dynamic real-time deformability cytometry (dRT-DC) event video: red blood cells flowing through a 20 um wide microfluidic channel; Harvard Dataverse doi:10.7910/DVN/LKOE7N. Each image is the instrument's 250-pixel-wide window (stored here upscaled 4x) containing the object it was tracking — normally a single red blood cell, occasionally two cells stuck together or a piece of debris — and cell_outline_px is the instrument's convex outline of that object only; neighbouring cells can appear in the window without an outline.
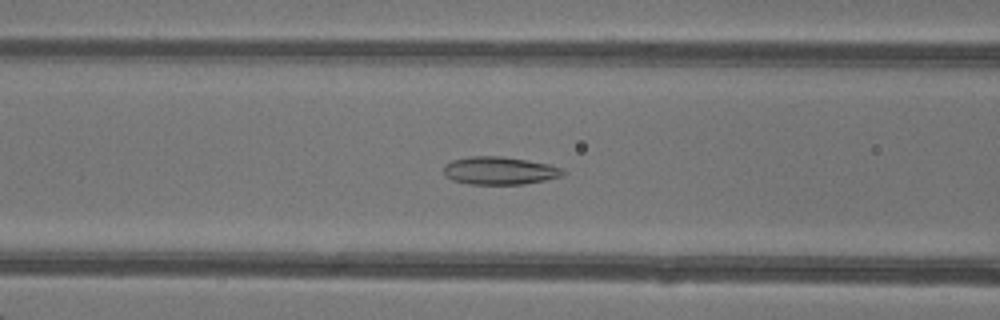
{"species": "common noctule bat (a hibernating species)", "species_latin": "Nyctalus noctula", "temperature_condition": "warm", "stored_images_in_passage": 50, "segment_of_instrument_passage": [1, 2], "camera_frame_rate_fps": 3000, "um_per_image_px": 0.085, "animal": {"sex": "female"}, "frame": {"image": 1, "passage_image": 21, "time_ms": 6.667, "image_size_px": [1000, 320], "cell_outline_px": [[568, 172], [560, 176], [544, 180], [524, 184], [468, 184], [452, 180], [444, 176], [444, 164], [452, 160], [468, 156], [500, 156], [548, 164], [564, 168]], "centroid_in_image_um": [42.44, 14.5], "position_along_channel_um": 124.2, "area_um2": 19.42}}
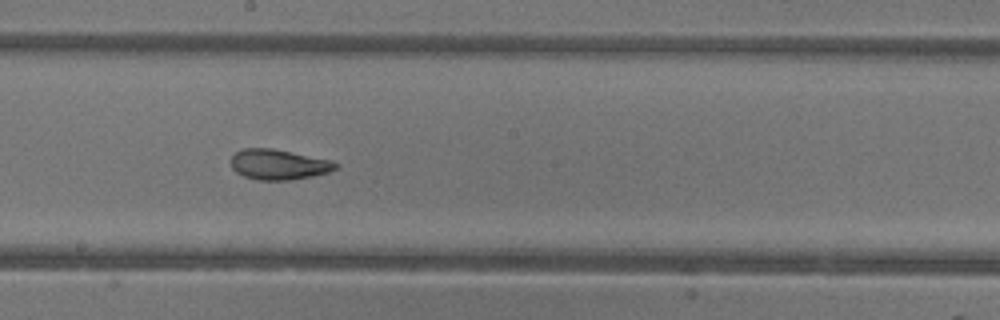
{"frame": {"image": 2, "passage_image": 28, "time_ms": 9.0, "image_size_px": [1000, 320], "cell_outline_px": [[340, 164], [336, 168], [328, 172], [312, 176], [288, 180], [256, 180], [244, 176], [236, 172], [232, 168], [228, 160], [236, 152], [244, 148], [272, 148], [332, 160]], "centroid_in_image_um": [23.65, 13.98], "position_along_channel_um": 224.5, "area_um2": 18.61}}
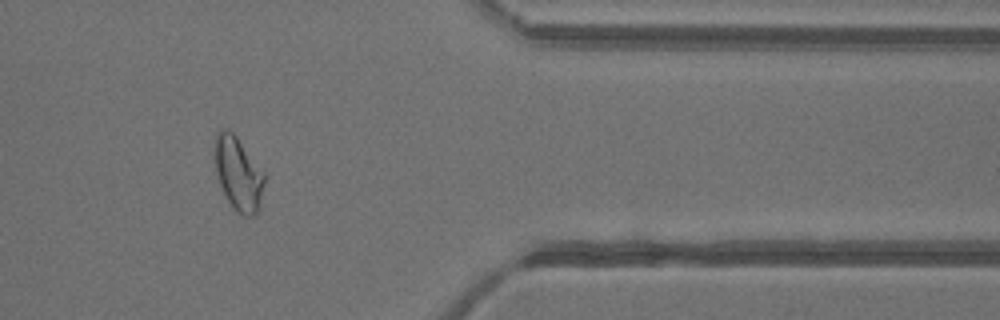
{"frame": {"image": 3, "passage_image": 41, "time_ms": 13.333, "image_size_px": [1000, 320], "cell_outline_px": [[264, 184], [256, 212], [252, 216], [244, 216], [236, 212], [232, 208], [220, 184], [216, 172], [216, 132], [232, 132], [236, 136], [264, 172]], "centroid_in_image_um": [20.27, 14.81], "position_along_channel_um": 391.1, "area_um2": 20.4}}